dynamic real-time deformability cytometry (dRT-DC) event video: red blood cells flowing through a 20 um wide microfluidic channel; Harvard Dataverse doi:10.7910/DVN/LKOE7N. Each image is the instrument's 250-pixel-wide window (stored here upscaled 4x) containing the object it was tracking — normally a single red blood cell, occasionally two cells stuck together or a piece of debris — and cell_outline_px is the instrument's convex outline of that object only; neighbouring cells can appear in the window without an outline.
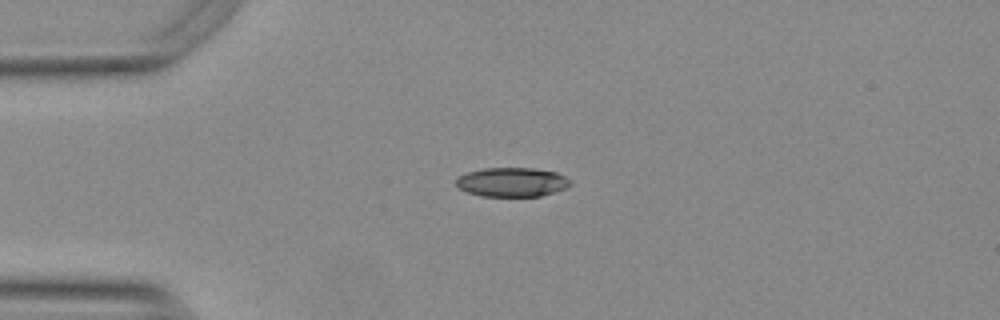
{"species": "Egyptian fruit bat (a non-hibernating species)", "species_latin": "Rousettus aegyptiacus", "temperature_condition": "warm", "stored_images_in_passage": 42, "camera_frame_rate_fps": 3000, "um_per_image_px": 0.085, "animal": {"sex": "female"}, "frame": {"image": 1, "passage_image": 1, "time_ms": 0.0, "image_size_px": [1000, 320], "cell_outline_px": [[572, 184], [564, 188], [540, 196], [480, 196], [468, 192], [460, 188], [456, 184], [456, 176], [468, 172], [484, 168], [532, 168], [556, 172], [564, 176]], "centroid_in_image_um": [43.48, 15.47], "position_along_channel_um": 41.5, "area_um2": 19.25}}
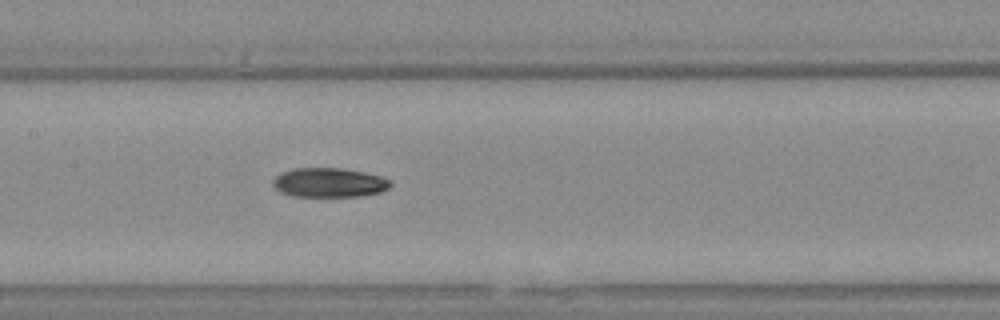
{"frame": {"image": 2, "passage_image": 14, "time_ms": 4.333, "image_size_px": [1000, 320], "cell_outline_px": [[392, 184], [388, 188], [380, 192], [364, 196], [292, 196], [280, 192], [272, 184], [272, 180], [280, 172], [292, 168], [344, 168], [364, 172], [380, 176], [388, 180]], "centroid_in_image_um": [27.95, 15.51], "position_along_channel_um": 179.5, "area_um2": 20.17}}
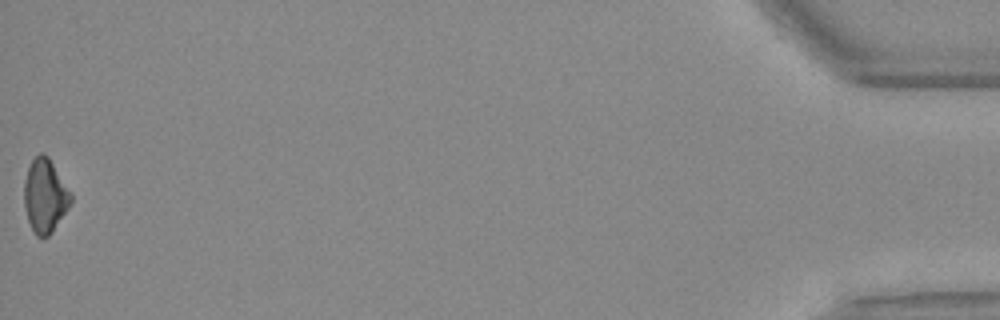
{"frame": {"image": 3, "passage_image": 42, "time_ms": 13.667, "image_size_px": [1000, 320], "cell_outline_px": [[72, 200], [68, 208], [52, 232], [48, 236], [36, 236], [28, 220], [24, 204], [24, 180], [28, 168], [32, 160], [40, 152], [44, 152], [48, 156], [72, 192]], "centroid_in_image_um": [3.84, 16.61], "position_along_channel_um": 431.4, "area_um2": 20.06}, "authors_computed_cell_mechanics": {"area_um2": 20.1433, "velocity_mm_per_s": 3.7764, "shape_relaxation_time_tau1_ms": 6.3926, "shape_relaxation_time_tau2_ms": null, "deformation_change_tau1": 0.1803, "deformation_change_tau2": null}}